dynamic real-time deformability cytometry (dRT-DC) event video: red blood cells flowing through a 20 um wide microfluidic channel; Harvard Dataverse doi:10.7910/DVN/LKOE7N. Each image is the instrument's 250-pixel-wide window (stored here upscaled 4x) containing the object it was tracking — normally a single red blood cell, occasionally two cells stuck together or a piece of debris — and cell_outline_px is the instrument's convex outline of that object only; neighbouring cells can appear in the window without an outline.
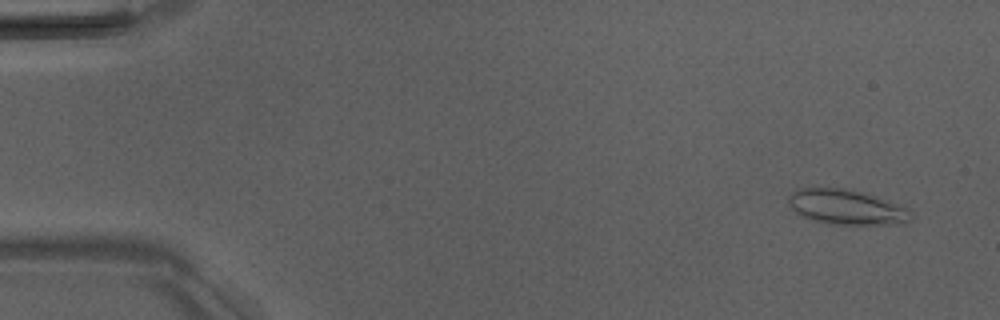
{"species": "Egyptian fruit bat (a non-hibernating species)", "species_latin": "Rousettus aegyptiacus", "temperature_condition": "room temperature", "stored_images_in_passage": 5, "camera_frame_rate_fps": 3000, "um_per_image_px": 0.085, "animal": {"sex": "male"}, "frame": {"image": 1, "passage_image": 2, "time_ms": 1.0, "image_size_px": [1000, 320], "cell_outline_px": [[912, 216], [904, 224], [828, 224], [800, 216], [788, 204], [788, 196], [796, 188], [844, 188], [864, 192], [896, 204], [912, 212]], "centroid_in_image_um": [71.9, 17.6], "position_along_channel_um": 13.1, "area_um2": 24.85}}